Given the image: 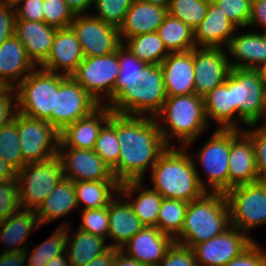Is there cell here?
Segmentation results:
<instances>
[{
	"label": "cell",
	"instance_id": "6da1fadb",
	"mask_svg": "<svg viewBox=\"0 0 266 266\" xmlns=\"http://www.w3.org/2000/svg\"><path fill=\"white\" fill-rule=\"evenodd\" d=\"M120 143L117 166L112 170L119 182L143 180L159 156L167 149L155 118L117 113Z\"/></svg>",
	"mask_w": 266,
	"mask_h": 266
},
{
	"label": "cell",
	"instance_id": "7a4b0ae2",
	"mask_svg": "<svg viewBox=\"0 0 266 266\" xmlns=\"http://www.w3.org/2000/svg\"><path fill=\"white\" fill-rule=\"evenodd\" d=\"M175 148L167 147L152 167V189L163 198L189 203L202 197L210 188L207 189L205 180L200 176L194 157H190L185 147L182 150Z\"/></svg>",
	"mask_w": 266,
	"mask_h": 266
},
{
	"label": "cell",
	"instance_id": "3957f363",
	"mask_svg": "<svg viewBox=\"0 0 266 266\" xmlns=\"http://www.w3.org/2000/svg\"><path fill=\"white\" fill-rule=\"evenodd\" d=\"M230 226V208L225 193L208 191L188 203L181 233L174 241L193 248L220 235Z\"/></svg>",
	"mask_w": 266,
	"mask_h": 266
},
{
	"label": "cell",
	"instance_id": "277c9868",
	"mask_svg": "<svg viewBox=\"0 0 266 266\" xmlns=\"http://www.w3.org/2000/svg\"><path fill=\"white\" fill-rule=\"evenodd\" d=\"M154 118L168 147H172L170 140L174 137L182 143L183 148L188 149L209 126L204 99L196 94L167 97Z\"/></svg>",
	"mask_w": 266,
	"mask_h": 266
},
{
	"label": "cell",
	"instance_id": "5b68a950",
	"mask_svg": "<svg viewBox=\"0 0 266 266\" xmlns=\"http://www.w3.org/2000/svg\"><path fill=\"white\" fill-rule=\"evenodd\" d=\"M167 95L160 65L147 64L140 84L121 89L105 103L114 113L155 117L162 109Z\"/></svg>",
	"mask_w": 266,
	"mask_h": 266
},
{
	"label": "cell",
	"instance_id": "8992f818",
	"mask_svg": "<svg viewBox=\"0 0 266 266\" xmlns=\"http://www.w3.org/2000/svg\"><path fill=\"white\" fill-rule=\"evenodd\" d=\"M67 75L50 72L36 67L15 88L16 111L51 124L55 92Z\"/></svg>",
	"mask_w": 266,
	"mask_h": 266
},
{
	"label": "cell",
	"instance_id": "52a82bcc",
	"mask_svg": "<svg viewBox=\"0 0 266 266\" xmlns=\"http://www.w3.org/2000/svg\"><path fill=\"white\" fill-rule=\"evenodd\" d=\"M63 177L58 155L49 160L26 163L16 174L21 208L36 210Z\"/></svg>",
	"mask_w": 266,
	"mask_h": 266
},
{
	"label": "cell",
	"instance_id": "ba28073f",
	"mask_svg": "<svg viewBox=\"0 0 266 266\" xmlns=\"http://www.w3.org/2000/svg\"><path fill=\"white\" fill-rule=\"evenodd\" d=\"M265 85L258 70L232 68L233 129H239L235 113L244 126L260 122Z\"/></svg>",
	"mask_w": 266,
	"mask_h": 266
},
{
	"label": "cell",
	"instance_id": "9c48e42d",
	"mask_svg": "<svg viewBox=\"0 0 266 266\" xmlns=\"http://www.w3.org/2000/svg\"><path fill=\"white\" fill-rule=\"evenodd\" d=\"M231 225L243 233L266 224V182L234 186L225 193Z\"/></svg>",
	"mask_w": 266,
	"mask_h": 266
},
{
	"label": "cell",
	"instance_id": "30bf717a",
	"mask_svg": "<svg viewBox=\"0 0 266 266\" xmlns=\"http://www.w3.org/2000/svg\"><path fill=\"white\" fill-rule=\"evenodd\" d=\"M119 72L117 48L115 52L104 56L84 58L70 76L102 105L114 97V88ZM102 98L109 100L106 99V102H102Z\"/></svg>",
	"mask_w": 266,
	"mask_h": 266
},
{
	"label": "cell",
	"instance_id": "8fae6325",
	"mask_svg": "<svg viewBox=\"0 0 266 266\" xmlns=\"http://www.w3.org/2000/svg\"><path fill=\"white\" fill-rule=\"evenodd\" d=\"M17 131L25 163L41 162L58 155L60 132L46 120L17 112Z\"/></svg>",
	"mask_w": 266,
	"mask_h": 266
},
{
	"label": "cell",
	"instance_id": "7c38bea8",
	"mask_svg": "<svg viewBox=\"0 0 266 266\" xmlns=\"http://www.w3.org/2000/svg\"><path fill=\"white\" fill-rule=\"evenodd\" d=\"M70 27L78 38L84 58L115 52L122 44L119 29L90 14H77Z\"/></svg>",
	"mask_w": 266,
	"mask_h": 266
},
{
	"label": "cell",
	"instance_id": "4fadbf2b",
	"mask_svg": "<svg viewBox=\"0 0 266 266\" xmlns=\"http://www.w3.org/2000/svg\"><path fill=\"white\" fill-rule=\"evenodd\" d=\"M100 105L71 76H68L55 92L51 125L60 132L65 126L86 117Z\"/></svg>",
	"mask_w": 266,
	"mask_h": 266
},
{
	"label": "cell",
	"instance_id": "5bb4252c",
	"mask_svg": "<svg viewBox=\"0 0 266 266\" xmlns=\"http://www.w3.org/2000/svg\"><path fill=\"white\" fill-rule=\"evenodd\" d=\"M196 154L207 175V188L212 192L228 191V160L230 153V129L217 128ZM209 185V186H208Z\"/></svg>",
	"mask_w": 266,
	"mask_h": 266
},
{
	"label": "cell",
	"instance_id": "9a60e30c",
	"mask_svg": "<svg viewBox=\"0 0 266 266\" xmlns=\"http://www.w3.org/2000/svg\"><path fill=\"white\" fill-rule=\"evenodd\" d=\"M253 241L254 238L251 239L250 236L231 225L220 235L197 244L192 249L198 266H225L238 257Z\"/></svg>",
	"mask_w": 266,
	"mask_h": 266
},
{
	"label": "cell",
	"instance_id": "2e32d148",
	"mask_svg": "<svg viewBox=\"0 0 266 266\" xmlns=\"http://www.w3.org/2000/svg\"><path fill=\"white\" fill-rule=\"evenodd\" d=\"M227 50L220 47H195L194 72L195 94L207 95L215 87L222 85L231 70Z\"/></svg>",
	"mask_w": 266,
	"mask_h": 266
},
{
	"label": "cell",
	"instance_id": "e0dca14e",
	"mask_svg": "<svg viewBox=\"0 0 266 266\" xmlns=\"http://www.w3.org/2000/svg\"><path fill=\"white\" fill-rule=\"evenodd\" d=\"M58 156L64 178L73 182L116 180L111 168L94 150L59 148Z\"/></svg>",
	"mask_w": 266,
	"mask_h": 266
},
{
	"label": "cell",
	"instance_id": "ac0fdd59",
	"mask_svg": "<svg viewBox=\"0 0 266 266\" xmlns=\"http://www.w3.org/2000/svg\"><path fill=\"white\" fill-rule=\"evenodd\" d=\"M228 165V190L259 181L254 144L243 129H230Z\"/></svg>",
	"mask_w": 266,
	"mask_h": 266
},
{
	"label": "cell",
	"instance_id": "d6986e66",
	"mask_svg": "<svg viewBox=\"0 0 266 266\" xmlns=\"http://www.w3.org/2000/svg\"><path fill=\"white\" fill-rule=\"evenodd\" d=\"M112 110L102 104L86 117L60 131L59 148L93 150L101 128L109 121Z\"/></svg>",
	"mask_w": 266,
	"mask_h": 266
},
{
	"label": "cell",
	"instance_id": "ffe728a7",
	"mask_svg": "<svg viewBox=\"0 0 266 266\" xmlns=\"http://www.w3.org/2000/svg\"><path fill=\"white\" fill-rule=\"evenodd\" d=\"M160 66L167 97L195 94L194 49L170 52Z\"/></svg>",
	"mask_w": 266,
	"mask_h": 266
},
{
	"label": "cell",
	"instance_id": "44dd1931",
	"mask_svg": "<svg viewBox=\"0 0 266 266\" xmlns=\"http://www.w3.org/2000/svg\"><path fill=\"white\" fill-rule=\"evenodd\" d=\"M84 60L82 48L71 27L59 28L47 59L40 68L70 76Z\"/></svg>",
	"mask_w": 266,
	"mask_h": 266
},
{
	"label": "cell",
	"instance_id": "7402d4cb",
	"mask_svg": "<svg viewBox=\"0 0 266 266\" xmlns=\"http://www.w3.org/2000/svg\"><path fill=\"white\" fill-rule=\"evenodd\" d=\"M174 242L157 227L144 226L120 249L146 266H157Z\"/></svg>",
	"mask_w": 266,
	"mask_h": 266
},
{
	"label": "cell",
	"instance_id": "603a6c76",
	"mask_svg": "<svg viewBox=\"0 0 266 266\" xmlns=\"http://www.w3.org/2000/svg\"><path fill=\"white\" fill-rule=\"evenodd\" d=\"M238 28L215 2H209L208 11L194 32L196 47L227 48Z\"/></svg>",
	"mask_w": 266,
	"mask_h": 266
},
{
	"label": "cell",
	"instance_id": "cb8c5ba5",
	"mask_svg": "<svg viewBox=\"0 0 266 266\" xmlns=\"http://www.w3.org/2000/svg\"><path fill=\"white\" fill-rule=\"evenodd\" d=\"M36 67L15 35L0 45V81L6 88L14 89Z\"/></svg>",
	"mask_w": 266,
	"mask_h": 266
},
{
	"label": "cell",
	"instance_id": "d4e9b609",
	"mask_svg": "<svg viewBox=\"0 0 266 266\" xmlns=\"http://www.w3.org/2000/svg\"><path fill=\"white\" fill-rule=\"evenodd\" d=\"M57 29L45 22L16 20L15 36L37 67L47 59Z\"/></svg>",
	"mask_w": 266,
	"mask_h": 266
},
{
	"label": "cell",
	"instance_id": "484cf974",
	"mask_svg": "<svg viewBox=\"0 0 266 266\" xmlns=\"http://www.w3.org/2000/svg\"><path fill=\"white\" fill-rule=\"evenodd\" d=\"M168 14L166 7L135 0L128 9L123 24L119 27L121 43L140 34L157 32Z\"/></svg>",
	"mask_w": 266,
	"mask_h": 266
},
{
	"label": "cell",
	"instance_id": "4316f807",
	"mask_svg": "<svg viewBox=\"0 0 266 266\" xmlns=\"http://www.w3.org/2000/svg\"><path fill=\"white\" fill-rule=\"evenodd\" d=\"M226 50L228 55L237 59L236 62L229 61L231 68L259 70L266 63V37L263 33H235Z\"/></svg>",
	"mask_w": 266,
	"mask_h": 266
},
{
	"label": "cell",
	"instance_id": "83f0119b",
	"mask_svg": "<svg viewBox=\"0 0 266 266\" xmlns=\"http://www.w3.org/2000/svg\"><path fill=\"white\" fill-rule=\"evenodd\" d=\"M143 181L144 180H130L120 183L118 194L128 199L127 201L133 213L140 219L144 226L157 227V220L163 197L152 188L146 189ZM133 193H137L138 196L135 200L132 199L130 202L127 197L131 198V196L134 195Z\"/></svg>",
	"mask_w": 266,
	"mask_h": 266
},
{
	"label": "cell",
	"instance_id": "f1b7e54d",
	"mask_svg": "<svg viewBox=\"0 0 266 266\" xmlns=\"http://www.w3.org/2000/svg\"><path fill=\"white\" fill-rule=\"evenodd\" d=\"M120 198L119 200L113 198L108 205V238L114 241L109 246L118 249L144 227L140 219L133 213L127 199L123 200L122 196Z\"/></svg>",
	"mask_w": 266,
	"mask_h": 266
},
{
	"label": "cell",
	"instance_id": "f546056e",
	"mask_svg": "<svg viewBox=\"0 0 266 266\" xmlns=\"http://www.w3.org/2000/svg\"><path fill=\"white\" fill-rule=\"evenodd\" d=\"M36 228H40V223L35 210L22 209L21 211L19 209L2 221L0 223V242L11 247L4 253L25 252L29 246L25 245L28 236Z\"/></svg>",
	"mask_w": 266,
	"mask_h": 266
},
{
	"label": "cell",
	"instance_id": "4dcf8cb0",
	"mask_svg": "<svg viewBox=\"0 0 266 266\" xmlns=\"http://www.w3.org/2000/svg\"><path fill=\"white\" fill-rule=\"evenodd\" d=\"M60 227H65V252L71 266H84L110 247L109 243L105 244L107 243L106 239L89 232L78 229V231L71 233L70 224H66V222L61 224Z\"/></svg>",
	"mask_w": 266,
	"mask_h": 266
},
{
	"label": "cell",
	"instance_id": "1f68e13d",
	"mask_svg": "<svg viewBox=\"0 0 266 266\" xmlns=\"http://www.w3.org/2000/svg\"><path fill=\"white\" fill-rule=\"evenodd\" d=\"M78 208L74 182L63 177L35 211L40 226H43Z\"/></svg>",
	"mask_w": 266,
	"mask_h": 266
},
{
	"label": "cell",
	"instance_id": "d6a6232c",
	"mask_svg": "<svg viewBox=\"0 0 266 266\" xmlns=\"http://www.w3.org/2000/svg\"><path fill=\"white\" fill-rule=\"evenodd\" d=\"M205 114L219 124L220 129H233L232 68L226 81L203 97ZM210 119V121H209Z\"/></svg>",
	"mask_w": 266,
	"mask_h": 266
},
{
	"label": "cell",
	"instance_id": "836d02e7",
	"mask_svg": "<svg viewBox=\"0 0 266 266\" xmlns=\"http://www.w3.org/2000/svg\"><path fill=\"white\" fill-rule=\"evenodd\" d=\"M117 180L77 181L74 182L77 204L85 209L104 208L119 192ZM116 192V193H115Z\"/></svg>",
	"mask_w": 266,
	"mask_h": 266
},
{
	"label": "cell",
	"instance_id": "e575fe53",
	"mask_svg": "<svg viewBox=\"0 0 266 266\" xmlns=\"http://www.w3.org/2000/svg\"><path fill=\"white\" fill-rule=\"evenodd\" d=\"M157 33L169 52H186L196 47L193 30L169 14L158 27Z\"/></svg>",
	"mask_w": 266,
	"mask_h": 266
},
{
	"label": "cell",
	"instance_id": "d590c367",
	"mask_svg": "<svg viewBox=\"0 0 266 266\" xmlns=\"http://www.w3.org/2000/svg\"><path fill=\"white\" fill-rule=\"evenodd\" d=\"M122 44L127 47L135 57L148 64L160 65L170 53L157 32H150L127 38Z\"/></svg>",
	"mask_w": 266,
	"mask_h": 266
},
{
	"label": "cell",
	"instance_id": "8d00e7d4",
	"mask_svg": "<svg viewBox=\"0 0 266 266\" xmlns=\"http://www.w3.org/2000/svg\"><path fill=\"white\" fill-rule=\"evenodd\" d=\"M120 72L114 88V96L121 89H131L142 82L143 68L148 64L135 57L130 50L121 44L118 47Z\"/></svg>",
	"mask_w": 266,
	"mask_h": 266
},
{
	"label": "cell",
	"instance_id": "74e56055",
	"mask_svg": "<svg viewBox=\"0 0 266 266\" xmlns=\"http://www.w3.org/2000/svg\"><path fill=\"white\" fill-rule=\"evenodd\" d=\"M0 157L17 173L26 163L23 161L17 131V111L13 119L0 127Z\"/></svg>",
	"mask_w": 266,
	"mask_h": 266
},
{
	"label": "cell",
	"instance_id": "f35d334b",
	"mask_svg": "<svg viewBox=\"0 0 266 266\" xmlns=\"http://www.w3.org/2000/svg\"><path fill=\"white\" fill-rule=\"evenodd\" d=\"M187 207V202L163 198L159 210L157 228L162 233L175 239L181 233Z\"/></svg>",
	"mask_w": 266,
	"mask_h": 266
},
{
	"label": "cell",
	"instance_id": "ab89813d",
	"mask_svg": "<svg viewBox=\"0 0 266 266\" xmlns=\"http://www.w3.org/2000/svg\"><path fill=\"white\" fill-rule=\"evenodd\" d=\"M93 150L111 170L117 166L120 150L117 137V113L112 112L109 121L101 128Z\"/></svg>",
	"mask_w": 266,
	"mask_h": 266
},
{
	"label": "cell",
	"instance_id": "60d3db41",
	"mask_svg": "<svg viewBox=\"0 0 266 266\" xmlns=\"http://www.w3.org/2000/svg\"><path fill=\"white\" fill-rule=\"evenodd\" d=\"M66 250V234L65 227H58L53 234L44 240L41 244H38L31 253H27L25 256L29 257L27 266H46L51 259L65 253Z\"/></svg>",
	"mask_w": 266,
	"mask_h": 266
},
{
	"label": "cell",
	"instance_id": "b9f144b4",
	"mask_svg": "<svg viewBox=\"0 0 266 266\" xmlns=\"http://www.w3.org/2000/svg\"><path fill=\"white\" fill-rule=\"evenodd\" d=\"M208 5V0H170L167 12L194 31L205 18Z\"/></svg>",
	"mask_w": 266,
	"mask_h": 266
},
{
	"label": "cell",
	"instance_id": "7bdbcfd3",
	"mask_svg": "<svg viewBox=\"0 0 266 266\" xmlns=\"http://www.w3.org/2000/svg\"><path fill=\"white\" fill-rule=\"evenodd\" d=\"M135 0H95L97 13L93 16L119 29L126 13Z\"/></svg>",
	"mask_w": 266,
	"mask_h": 266
},
{
	"label": "cell",
	"instance_id": "ee69618b",
	"mask_svg": "<svg viewBox=\"0 0 266 266\" xmlns=\"http://www.w3.org/2000/svg\"><path fill=\"white\" fill-rule=\"evenodd\" d=\"M80 230L107 239L109 231L108 206L98 209H82Z\"/></svg>",
	"mask_w": 266,
	"mask_h": 266
},
{
	"label": "cell",
	"instance_id": "f6af8a7d",
	"mask_svg": "<svg viewBox=\"0 0 266 266\" xmlns=\"http://www.w3.org/2000/svg\"><path fill=\"white\" fill-rule=\"evenodd\" d=\"M44 22L56 28L70 27L74 14L65 0L43 1Z\"/></svg>",
	"mask_w": 266,
	"mask_h": 266
},
{
	"label": "cell",
	"instance_id": "bcb514c9",
	"mask_svg": "<svg viewBox=\"0 0 266 266\" xmlns=\"http://www.w3.org/2000/svg\"><path fill=\"white\" fill-rule=\"evenodd\" d=\"M21 209L17 178L0 182V223Z\"/></svg>",
	"mask_w": 266,
	"mask_h": 266
},
{
	"label": "cell",
	"instance_id": "7dc6e473",
	"mask_svg": "<svg viewBox=\"0 0 266 266\" xmlns=\"http://www.w3.org/2000/svg\"><path fill=\"white\" fill-rule=\"evenodd\" d=\"M215 3L237 28L248 27L252 0H217Z\"/></svg>",
	"mask_w": 266,
	"mask_h": 266
},
{
	"label": "cell",
	"instance_id": "c3c4849f",
	"mask_svg": "<svg viewBox=\"0 0 266 266\" xmlns=\"http://www.w3.org/2000/svg\"><path fill=\"white\" fill-rule=\"evenodd\" d=\"M256 127L253 128L252 127ZM243 131L251 138L255 148L256 168L259 181L266 182V126L250 125ZM252 129V130H251Z\"/></svg>",
	"mask_w": 266,
	"mask_h": 266
},
{
	"label": "cell",
	"instance_id": "681fc988",
	"mask_svg": "<svg viewBox=\"0 0 266 266\" xmlns=\"http://www.w3.org/2000/svg\"><path fill=\"white\" fill-rule=\"evenodd\" d=\"M157 266H198V263L192 248L174 242Z\"/></svg>",
	"mask_w": 266,
	"mask_h": 266
},
{
	"label": "cell",
	"instance_id": "f907efd6",
	"mask_svg": "<svg viewBox=\"0 0 266 266\" xmlns=\"http://www.w3.org/2000/svg\"><path fill=\"white\" fill-rule=\"evenodd\" d=\"M225 266H266V252L264 253L260 245L253 241L238 257Z\"/></svg>",
	"mask_w": 266,
	"mask_h": 266
},
{
	"label": "cell",
	"instance_id": "816d5d0a",
	"mask_svg": "<svg viewBox=\"0 0 266 266\" xmlns=\"http://www.w3.org/2000/svg\"><path fill=\"white\" fill-rule=\"evenodd\" d=\"M44 0H19L14 4L16 20L44 22Z\"/></svg>",
	"mask_w": 266,
	"mask_h": 266
},
{
	"label": "cell",
	"instance_id": "f5cc1de1",
	"mask_svg": "<svg viewBox=\"0 0 266 266\" xmlns=\"http://www.w3.org/2000/svg\"><path fill=\"white\" fill-rule=\"evenodd\" d=\"M16 9L9 3L0 1V45L15 35Z\"/></svg>",
	"mask_w": 266,
	"mask_h": 266
},
{
	"label": "cell",
	"instance_id": "db71d44e",
	"mask_svg": "<svg viewBox=\"0 0 266 266\" xmlns=\"http://www.w3.org/2000/svg\"><path fill=\"white\" fill-rule=\"evenodd\" d=\"M13 102H16L14 89L6 88L0 93V127L13 119L16 112V103Z\"/></svg>",
	"mask_w": 266,
	"mask_h": 266
},
{
	"label": "cell",
	"instance_id": "11a10c76",
	"mask_svg": "<svg viewBox=\"0 0 266 266\" xmlns=\"http://www.w3.org/2000/svg\"><path fill=\"white\" fill-rule=\"evenodd\" d=\"M258 25L266 32V0H252L248 27Z\"/></svg>",
	"mask_w": 266,
	"mask_h": 266
},
{
	"label": "cell",
	"instance_id": "9f6ffc18",
	"mask_svg": "<svg viewBox=\"0 0 266 266\" xmlns=\"http://www.w3.org/2000/svg\"><path fill=\"white\" fill-rule=\"evenodd\" d=\"M27 260L24 252H8L0 255V266H25Z\"/></svg>",
	"mask_w": 266,
	"mask_h": 266
},
{
	"label": "cell",
	"instance_id": "6f0895ef",
	"mask_svg": "<svg viewBox=\"0 0 266 266\" xmlns=\"http://www.w3.org/2000/svg\"><path fill=\"white\" fill-rule=\"evenodd\" d=\"M117 248L109 247L105 252L97 255L84 266H112Z\"/></svg>",
	"mask_w": 266,
	"mask_h": 266
},
{
	"label": "cell",
	"instance_id": "680465c9",
	"mask_svg": "<svg viewBox=\"0 0 266 266\" xmlns=\"http://www.w3.org/2000/svg\"><path fill=\"white\" fill-rule=\"evenodd\" d=\"M112 266H146L117 248Z\"/></svg>",
	"mask_w": 266,
	"mask_h": 266
},
{
	"label": "cell",
	"instance_id": "91938a15",
	"mask_svg": "<svg viewBox=\"0 0 266 266\" xmlns=\"http://www.w3.org/2000/svg\"><path fill=\"white\" fill-rule=\"evenodd\" d=\"M74 15L86 14L89 7L94 6L95 0H65ZM93 4V5H92Z\"/></svg>",
	"mask_w": 266,
	"mask_h": 266
},
{
	"label": "cell",
	"instance_id": "94428289",
	"mask_svg": "<svg viewBox=\"0 0 266 266\" xmlns=\"http://www.w3.org/2000/svg\"><path fill=\"white\" fill-rule=\"evenodd\" d=\"M16 172L0 157V182L16 178Z\"/></svg>",
	"mask_w": 266,
	"mask_h": 266
},
{
	"label": "cell",
	"instance_id": "6125c7cd",
	"mask_svg": "<svg viewBox=\"0 0 266 266\" xmlns=\"http://www.w3.org/2000/svg\"><path fill=\"white\" fill-rule=\"evenodd\" d=\"M46 266H71V264L69 263L67 254L65 252L51 259Z\"/></svg>",
	"mask_w": 266,
	"mask_h": 266
},
{
	"label": "cell",
	"instance_id": "be15d7a7",
	"mask_svg": "<svg viewBox=\"0 0 266 266\" xmlns=\"http://www.w3.org/2000/svg\"><path fill=\"white\" fill-rule=\"evenodd\" d=\"M263 117H265L266 121V85L264 87V92H263L262 111H261L260 120H262ZM261 126H266V122Z\"/></svg>",
	"mask_w": 266,
	"mask_h": 266
},
{
	"label": "cell",
	"instance_id": "e7e4bbea",
	"mask_svg": "<svg viewBox=\"0 0 266 266\" xmlns=\"http://www.w3.org/2000/svg\"><path fill=\"white\" fill-rule=\"evenodd\" d=\"M141 1L148 2V3H151L153 5H158L161 7H166V8H168V6L170 4V0H141Z\"/></svg>",
	"mask_w": 266,
	"mask_h": 266
},
{
	"label": "cell",
	"instance_id": "03108f58",
	"mask_svg": "<svg viewBox=\"0 0 266 266\" xmlns=\"http://www.w3.org/2000/svg\"><path fill=\"white\" fill-rule=\"evenodd\" d=\"M266 83V63H264L258 70Z\"/></svg>",
	"mask_w": 266,
	"mask_h": 266
},
{
	"label": "cell",
	"instance_id": "003e7915",
	"mask_svg": "<svg viewBox=\"0 0 266 266\" xmlns=\"http://www.w3.org/2000/svg\"><path fill=\"white\" fill-rule=\"evenodd\" d=\"M1 2L3 3H9V4H12L14 5L16 2H18L19 0H0Z\"/></svg>",
	"mask_w": 266,
	"mask_h": 266
},
{
	"label": "cell",
	"instance_id": "a7ac6f4b",
	"mask_svg": "<svg viewBox=\"0 0 266 266\" xmlns=\"http://www.w3.org/2000/svg\"><path fill=\"white\" fill-rule=\"evenodd\" d=\"M5 89V85L0 81V93H2Z\"/></svg>",
	"mask_w": 266,
	"mask_h": 266
}]
</instances>
